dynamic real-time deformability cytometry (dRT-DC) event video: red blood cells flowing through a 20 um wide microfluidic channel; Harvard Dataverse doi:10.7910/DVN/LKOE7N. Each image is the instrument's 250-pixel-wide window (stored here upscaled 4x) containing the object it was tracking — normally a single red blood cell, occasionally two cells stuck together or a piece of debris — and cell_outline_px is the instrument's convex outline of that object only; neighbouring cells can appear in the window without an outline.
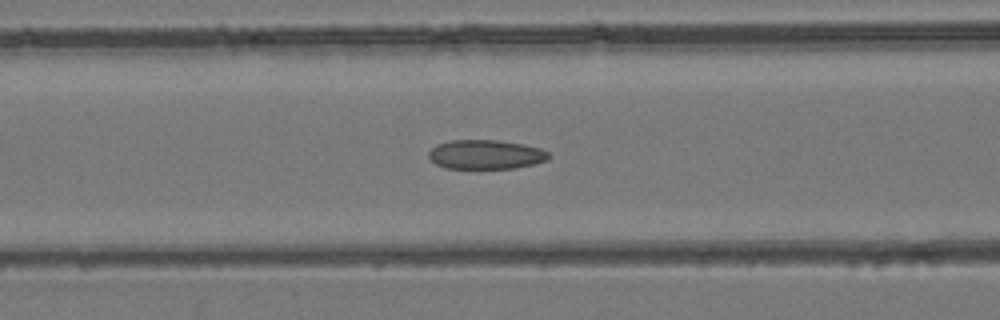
{"species": "common noctule bat (a hibernating species)", "species_latin": "Nyctalus noctula", "temperature_condition": "room temperature", "stored_images_in_passage": 50, "camera_frame_rate_fps": 3000, "um_per_image_px": 0.085, "animal": {"sex": "female", "body_mass_g": 24.6, "forearm_length_mm": 56.2}, "frame": {"image": 1, "passage_image": 21, "time_ms": 6.667, "image_size_px": [1000, 320], "cell_outline_px": [[552, 156], [548, 160], [532, 164], [512, 168], [444, 168], [436, 164], [428, 156], [428, 152], [436, 144], [448, 140], [496, 140], [524, 144], [540, 148], [548, 152]], "centroid_in_image_um": [41.28, 13.12], "position_along_channel_um": 125.3, "area_um2": 20.52}}
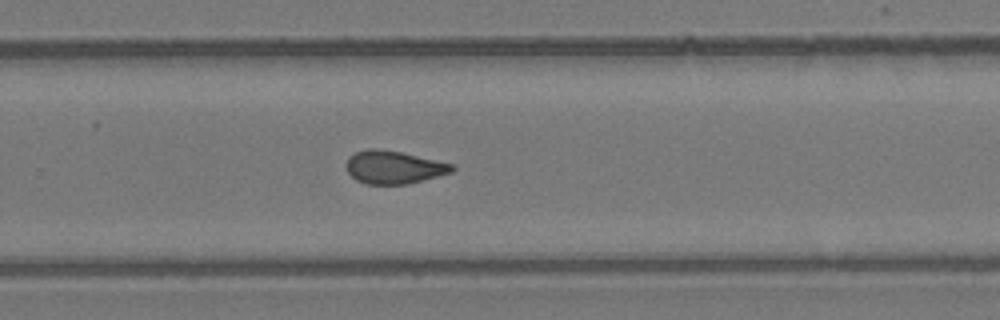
{"frame": {"image": 2, "passage_image": 33, "time_ms": 10.667, "image_size_px": [1000, 320], "cell_outline_px": [[456, 168], [452, 172], [404, 184], [368, 184], [356, 180], [348, 172], [348, 156], [356, 152], [368, 148], [376, 148], [400, 152], [452, 164]], "centroid_in_image_um": [33.44, 14.21], "position_along_channel_um": 296.4, "area_um2": 19.83}}
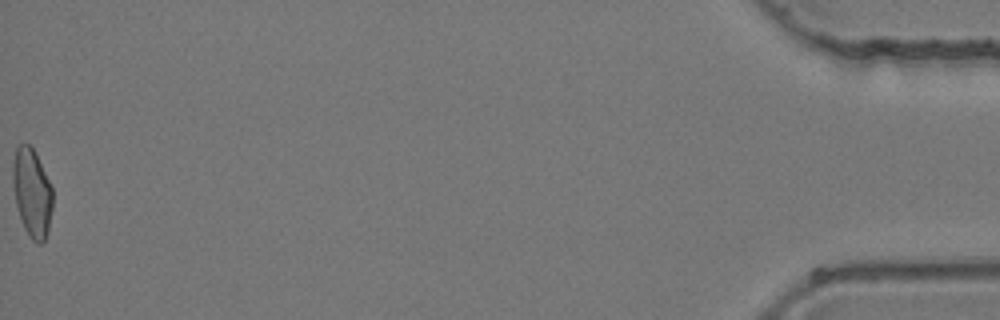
{"frame": {"image": 3, "passage_image": 50, "time_ms": 16.333, "image_size_px": [1000, 320], "cell_outline_px": [[52, 208], [48, 232], [44, 240], [40, 244], [32, 240], [24, 228], [16, 204], [12, 184], [12, 164], [16, 148], [20, 144], [28, 144], [36, 152], [52, 188]], "centroid_in_image_um": [2.71, 16.37], "position_along_channel_um": 432.5, "area_um2": 20.52}}